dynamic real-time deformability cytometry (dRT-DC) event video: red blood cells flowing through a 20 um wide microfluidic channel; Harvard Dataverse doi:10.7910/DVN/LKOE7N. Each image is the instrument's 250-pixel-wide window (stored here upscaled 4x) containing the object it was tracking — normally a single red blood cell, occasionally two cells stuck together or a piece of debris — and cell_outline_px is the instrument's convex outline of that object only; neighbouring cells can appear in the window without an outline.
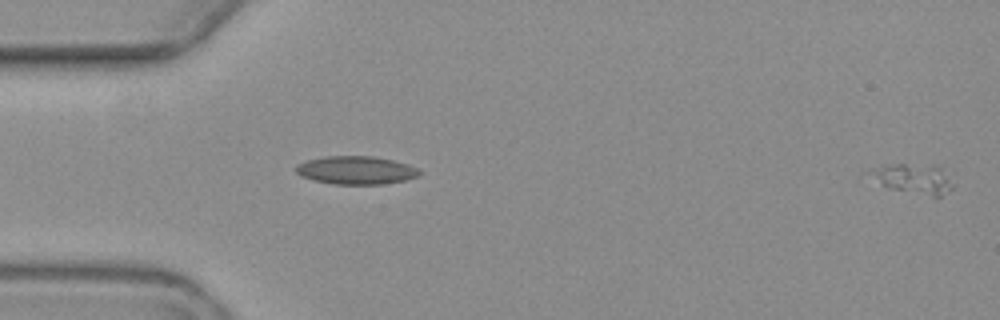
{"species": "common noctule bat (a hibernating species)", "species_latin": "Nyctalus noctula", "temperature_condition": "warm", "stored_images_in_passage": 3, "camera_frame_rate_fps": 3000, "um_per_image_px": 0.085, "animal": {"sex": "female", "body_mass_g": 19.3, "forearm_length_mm": 54.1}, "frame": {"image": 1, "passage_image": 1, "time_ms": 0.0, "image_size_px": [1000, 320], "cell_outline_px": [[952, 188], [940, 196], [932, 196], [892, 188], [884, 184], [868, 172], [888, 164], [936, 164], [944, 168], [952, 184]], "centroid_in_image_um": [77.76, 15.15], "position_along_channel_um": 7.2, "area_um2": 13.87}}